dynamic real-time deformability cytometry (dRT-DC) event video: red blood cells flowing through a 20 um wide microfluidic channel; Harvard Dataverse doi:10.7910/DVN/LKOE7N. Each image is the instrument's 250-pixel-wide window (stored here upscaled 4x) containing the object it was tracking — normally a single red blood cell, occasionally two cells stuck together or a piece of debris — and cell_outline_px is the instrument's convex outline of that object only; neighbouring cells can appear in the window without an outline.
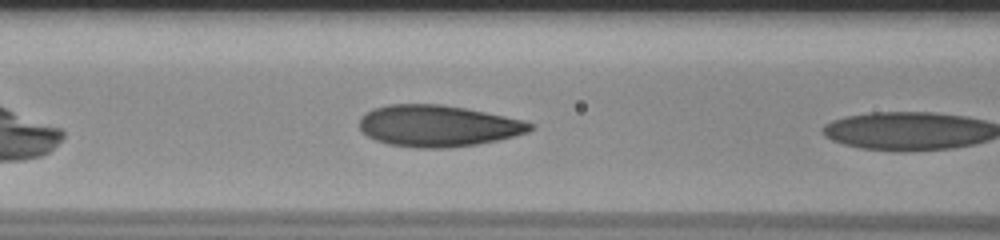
{"species": "human", "species_latin": "Homo sapiens", "temperature_condition": "room temperature", "stored_images_in_passage": 5, "camera_frame_rate_fps": 3000, "um_per_image_px": 0.085, "donor": {"sex": "male"}, "frame": {"image": 1, "passage_image": 4, "time_ms": 1.0, "image_size_px": [1000, 240], "cell_outline_px": [[532, 128], [528, 132], [496, 140], [476, 144], [452, 148], [416, 148], [388, 144], [376, 140], [368, 136], [360, 128], [360, 120], [368, 112], [376, 108], [392, 104], [440, 104], [464, 108], [504, 116], [520, 120], [532, 124]], "centroid_in_image_um": [37.21, 10.71], "position_along_channel_um": 129.4, "area_um2": 40.63}}